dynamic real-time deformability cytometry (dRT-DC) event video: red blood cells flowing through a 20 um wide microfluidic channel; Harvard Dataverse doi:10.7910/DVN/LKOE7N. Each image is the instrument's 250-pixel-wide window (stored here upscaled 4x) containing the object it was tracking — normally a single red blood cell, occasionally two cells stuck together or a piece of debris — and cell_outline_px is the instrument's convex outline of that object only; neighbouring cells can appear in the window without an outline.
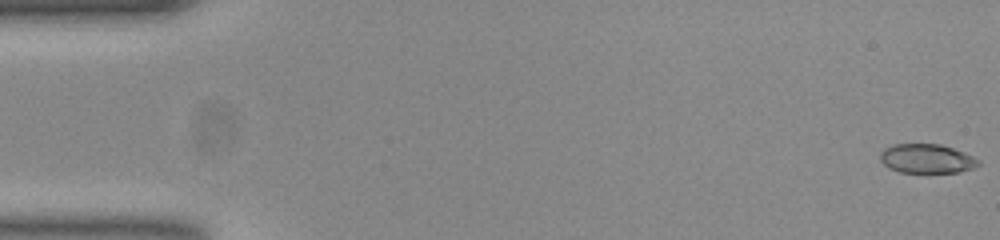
{"species": "common noctule bat (a hibernating species)", "species_latin": "Nyctalus noctula", "temperature_condition": "room temperature", "stored_images_in_passage": 53, "camera_frame_rate_fps": 3000, "um_per_image_px": 0.085, "animal": {"sex": "female", "body_mass_g": 23.0, "forearm_length_mm": 53.4}, "frame": {"image": 1, "passage_image": 1, "time_ms": 0.0, "image_size_px": [1000, 240], "cell_outline_px": [[980, 164], [972, 168], [960, 172], [900, 172], [888, 168], [880, 160], [880, 152], [884, 148], [892, 144], [940, 144], [964, 152], [980, 160]], "centroid_in_image_um": [78.75, 13.48], "position_along_channel_um": 6.2, "area_um2": 16.7}}
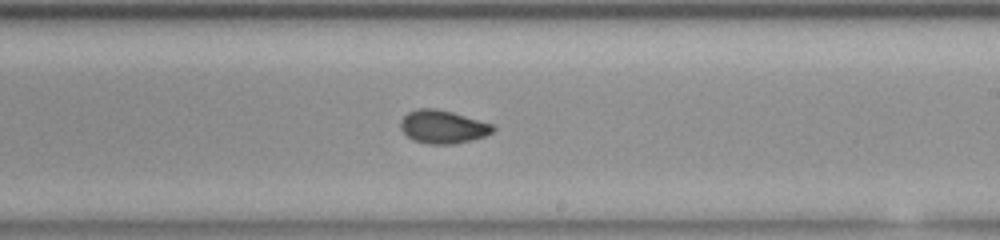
{"frame": {"image": 2, "passage_image": 31, "time_ms": 10.0, "image_size_px": [1000, 240], "cell_outline_px": [[496, 128], [492, 132], [484, 136], [472, 140], [452, 144], [428, 144], [412, 140], [400, 128], [400, 120], [408, 112], [416, 108], [436, 108], [452, 112], [492, 124]], "centroid_in_image_um": [37.61, 10.77], "position_along_channel_um": 251.4, "area_um2": 17.86}}
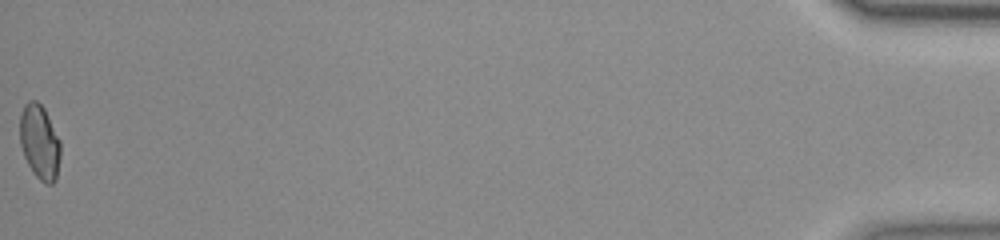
{"frame": {"image": 3, "passage_image": 53, "time_ms": 17.333, "image_size_px": [1000, 240], "cell_outline_px": [[60, 156], [56, 180], [52, 184], [44, 184], [32, 172], [24, 156], [20, 144], [20, 116], [24, 104], [28, 100], [36, 100], [44, 108], [60, 140]], "centroid_in_image_um": [3.36, 12.08], "position_along_channel_um": 431.8, "area_um2": 17.74}, "authors_computed_cell_mechanics": {"area_um2": 17.5712, "velocity_mm_per_s": 3.8963, "shape_relaxation_time_tau1_ms": 5.6274, "shape_relaxation_time_tau2_ms": 0.9223, "deformation_change_tau1": 0.1376, "deformation_change_tau2": 0.0412}}